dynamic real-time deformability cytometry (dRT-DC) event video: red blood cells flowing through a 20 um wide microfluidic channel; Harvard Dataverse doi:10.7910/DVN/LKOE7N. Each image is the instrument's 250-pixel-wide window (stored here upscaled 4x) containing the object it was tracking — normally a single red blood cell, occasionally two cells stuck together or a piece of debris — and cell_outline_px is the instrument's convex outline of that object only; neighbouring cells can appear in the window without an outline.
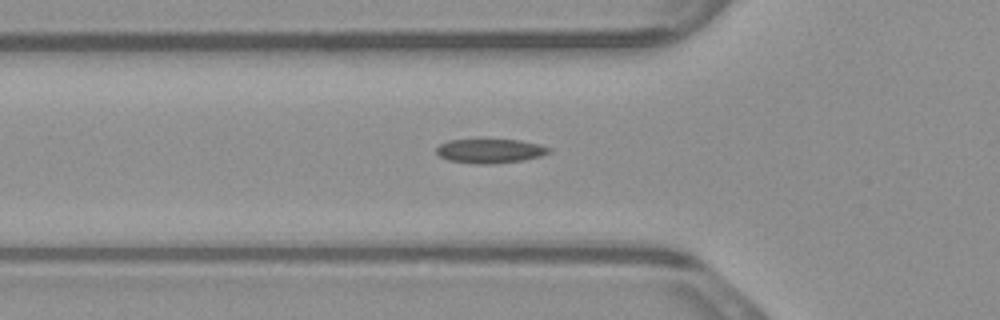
{"species": "common noctule bat (a hibernating species)", "species_latin": "Nyctalus noctula", "temperature_condition": "warm", "stored_images_in_passage": 3, "camera_frame_rate_fps": 3000, "um_per_image_px": 0.085, "animal": {"sex": "male", "body_mass_g": 23.1, "forearm_length_mm": 52.7}, "frame": {"image": 1, "passage_image": 2, "time_ms": 0.333, "image_size_px": [1000, 320], "cell_outline_px": [[552, 152], [540, 156], [524, 160], [492, 164], [480, 164], [448, 160], [440, 156], [436, 152], [436, 148], [440, 144], [448, 140], [520, 140], [540, 144], [552, 148]], "centroid_in_image_um": [41.7, 12.83], "position_along_channel_um": 84.1, "area_um2": 15.9}}